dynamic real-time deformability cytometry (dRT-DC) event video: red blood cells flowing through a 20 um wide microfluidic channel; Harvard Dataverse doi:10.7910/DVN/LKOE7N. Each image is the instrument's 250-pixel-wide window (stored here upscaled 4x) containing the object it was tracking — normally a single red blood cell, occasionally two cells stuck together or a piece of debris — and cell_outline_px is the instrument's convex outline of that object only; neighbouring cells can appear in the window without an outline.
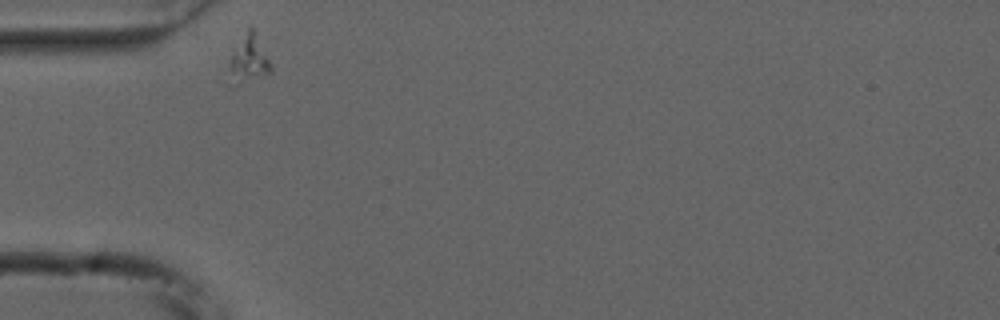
{"species": "common noctule bat (a hibernating species)", "species_latin": "Nyctalus noctula", "temperature_condition": "cold", "stored_images_in_passage": 30, "camera_frame_rate_fps": 3000, "um_per_image_px": 0.085, "animal": {"sex": "male", "forearm_length_mm": 52.5}, "frame": {"image": 1, "passage_image": 1, "time_ms": 0.0, "image_size_px": [1000, 320], "cell_outline_px": [[272, 72], [240, 84], [232, 68], [232, 56], [248, 28], [252, 24], [272, 64]], "centroid_in_image_um": [21.31, 4.93], "position_along_channel_um": 63.7, "area_um2": 10.46}}
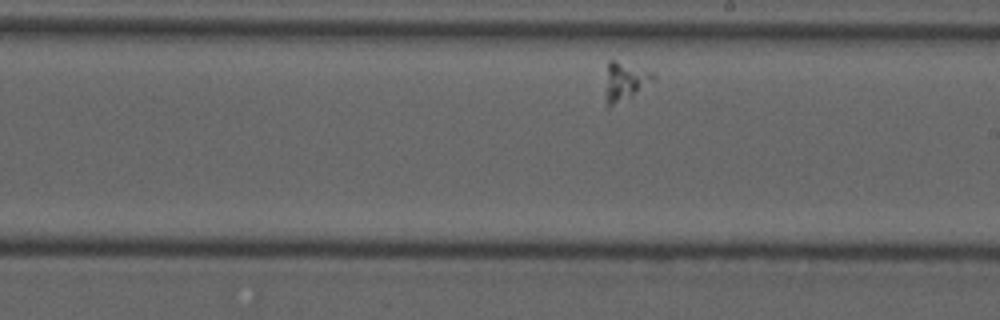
{"frame": {"image": 2, "passage_image": 18, "time_ms": 5.667, "image_size_px": [1000, 320], "cell_outline_px": [[656, 80], [632, 96], [608, 108], [608, 60], [616, 60], [652, 72], [656, 76]], "centroid_in_image_um": [53.22, 6.89], "position_along_channel_um": 235.8, "area_um2": 10.17}}
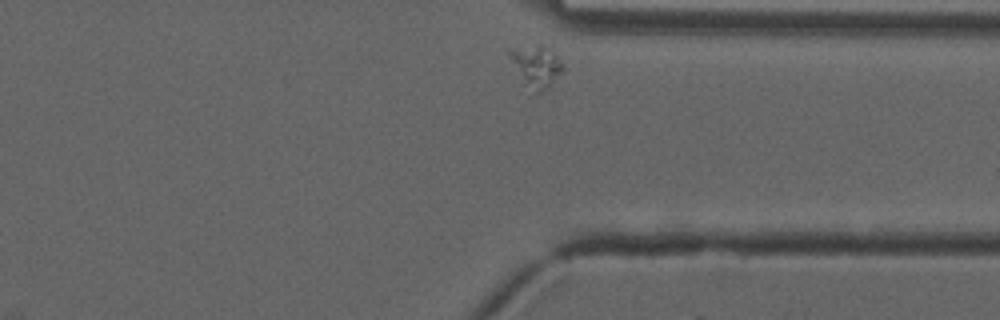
{"frame": {"image": 3, "passage_image": 30, "time_ms": 9.667, "image_size_px": [1000, 320], "cell_outline_px": [[564, 72], [540, 92], [536, 92], [524, 80], [512, 60], [508, 52], [508, 48], [540, 48], [556, 56], [564, 68]], "centroid_in_image_um": [45.61, 5.66], "position_along_channel_um": 365.8, "area_um2": 11.33}}